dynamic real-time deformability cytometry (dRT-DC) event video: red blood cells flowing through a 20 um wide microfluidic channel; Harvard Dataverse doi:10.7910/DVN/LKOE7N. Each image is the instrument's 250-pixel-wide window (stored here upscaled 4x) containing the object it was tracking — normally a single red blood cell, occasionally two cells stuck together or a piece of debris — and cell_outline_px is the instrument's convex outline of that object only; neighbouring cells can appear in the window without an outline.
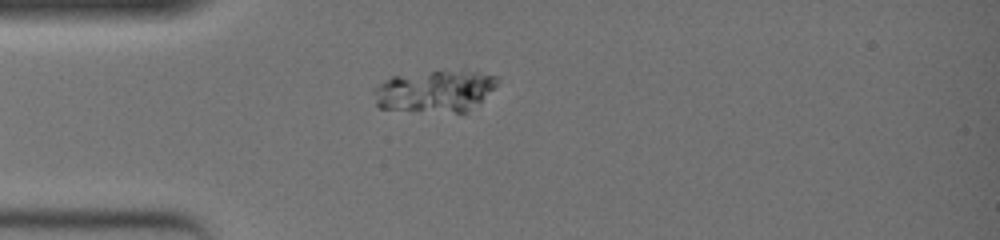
{"species": "common noctule bat (a hibernating species)", "species_latin": "Nyctalus noctula", "temperature_condition": "warm", "stored_images_in_passage": 47, "camera_frame_rate_fps": 3000, "um_per_image_px": 0.085, "animal": {"sex": "female", "body_mass_g": 19.0, "forearm_length_mm": 51.5}, "frame": {"image": 1, "passage_image": 10, "time_ms": 3.0, "image_size_px": [1000, 240], "cell_outline_px": [[500, 76], [496, 84], [480, 100], [464, 112], [456, 112], [380, 108], [376, 104], [372, 92], [372, 88], [392, 76], [460, 68]], "centroid_in_image_um": [36.94, 7.69], "position_along_channel_um": 48.1, "area_um2": 29.94}}
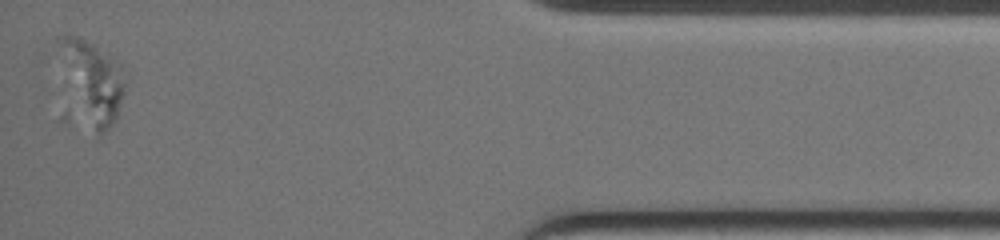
{"frame": {"image": 2, "passage_image": 46, "time_ms": 15.0, "image_size_px": [1000, 240], "cell_outline_px": [[128, 76], [124, 92], [116, 120], [100, 136], [96, 132], [56, 40], [56, 36], [76, 36], [92, 44], [112, 56], [116, 60]], "centroid_in_image_um": [8.07, 6.78], "position_along_channel_um": 427.1, "area_um2": 27.46}}